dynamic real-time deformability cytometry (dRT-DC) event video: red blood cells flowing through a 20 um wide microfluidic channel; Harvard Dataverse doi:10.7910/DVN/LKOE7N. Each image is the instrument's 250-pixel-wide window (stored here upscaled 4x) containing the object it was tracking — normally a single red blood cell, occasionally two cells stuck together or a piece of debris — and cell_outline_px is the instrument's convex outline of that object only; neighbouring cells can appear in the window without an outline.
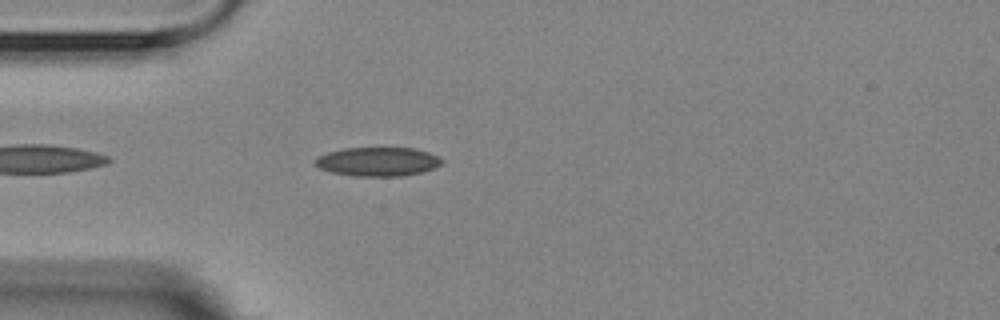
{"species": "Egyptian fruit bat (a non-hibernating species)", "species_latin": "Rousettus aegyptiacus", "temperature_condition": "room temperature", "stored_images_in_passage": 5, "camera_frame_rate_fps": 3000, "um_per_image_px": 0.085, "animal": {"sex": "female"}, "frame": {"image": 1, "passage_image": 5, "time_ms": 4.333, "image_size_px": [1000, 320], "cell_outline_px": [[444, 164], [420, 172], [400, 176], [352, 176], [332, 172], [320, 168], [312, 164], [312, 160], [316, 156], [328, 152], [344, 148], [416, 148], [428, 152], [444, 160]], "centroid_in_image_um": [32.06, 13.73], "position_along_channel_um": 52.9, "area_um2": 21.5}}